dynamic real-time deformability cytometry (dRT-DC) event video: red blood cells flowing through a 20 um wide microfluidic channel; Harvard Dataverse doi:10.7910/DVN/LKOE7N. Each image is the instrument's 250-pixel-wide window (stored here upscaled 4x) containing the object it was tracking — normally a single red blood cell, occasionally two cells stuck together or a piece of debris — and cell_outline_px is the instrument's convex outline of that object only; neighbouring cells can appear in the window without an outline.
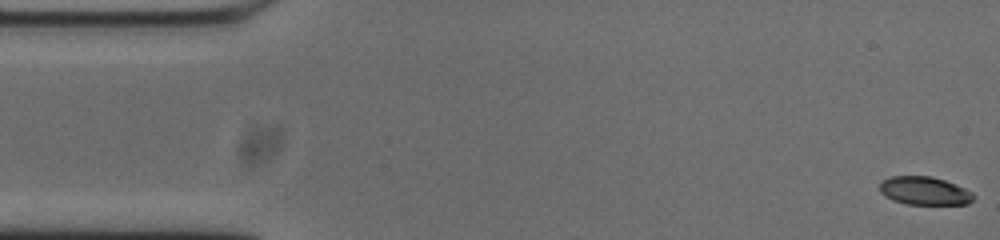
{"species": "common noctule bat (a hibernating species)", "species_latin": "Nyctalus noctula", "temperature_condition": "cold", "stored_images_in_passage": 18, "camera_frame_rate_fps": 3000, "um_per_image_px": 0.085, "animal": {"sex": "male", "body_mass_g": 20.0, "forearm_length_mm": 53.3}, "frame": {"image": 1, "passage_image": 1, "time_ms": 0.0, "image_size_px": [1000, 240], "cell_outline_px": [[972, 200], [968, 204], [904, 204], [892, 200], [884, 196], [880, 192], [880, 184], [884, 180], [892, 176], [932, 176], [944, 180], [964, 188], [972, 192]], "centroid_in_image_um": [78.54, 16.22], "position_along_channel_um": 6.5, "area_um2": 15.32}}
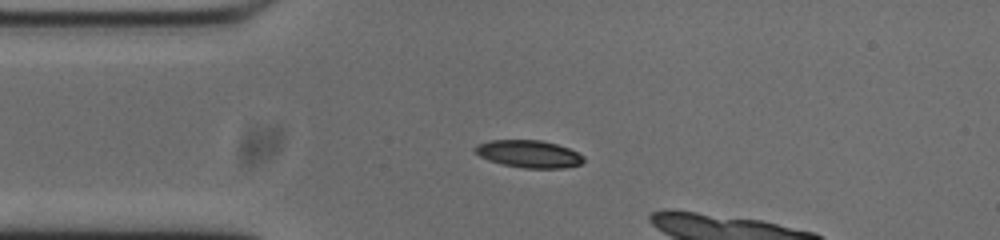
{"frame": {"image": 2, "passage_image": 12, "time_ms": 3.667, "image_size_px": [1000, 240], "cell_outline_px": [[584, 160], [580, 164], [564, 168], [524, 168], [504, 164], [488, 160], [480, 156], [472, 148], [476, 144], [488, 140], [540, 140], [556, 144], [568, 148], [584, 156]], "centroid_in_image_um": [44.92, 13.07], "position_along_channel_um": 40.1, "area_um2": 17.28}}
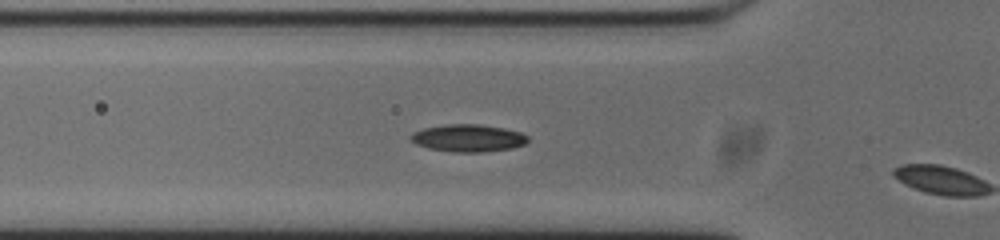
{"frame": {"image": 3, "passage_image": 17, "time_ms": 5.333, "image_size_px": [1000, 240], "cell_outline_px": [[528, 140], [524, 144], [512, 148], [480, 152], [452, 152], [428, 148], [416, 144], [408, 140], [408, 136], [412, 132], [424, 128], [444, 124], [480, 124], [504, 128], [520, 132], [528, 136]], "centroid_in_image_um": [39.73, 11.73], "position_along_channel_um": 86.1, "area_um2": 18.84}}